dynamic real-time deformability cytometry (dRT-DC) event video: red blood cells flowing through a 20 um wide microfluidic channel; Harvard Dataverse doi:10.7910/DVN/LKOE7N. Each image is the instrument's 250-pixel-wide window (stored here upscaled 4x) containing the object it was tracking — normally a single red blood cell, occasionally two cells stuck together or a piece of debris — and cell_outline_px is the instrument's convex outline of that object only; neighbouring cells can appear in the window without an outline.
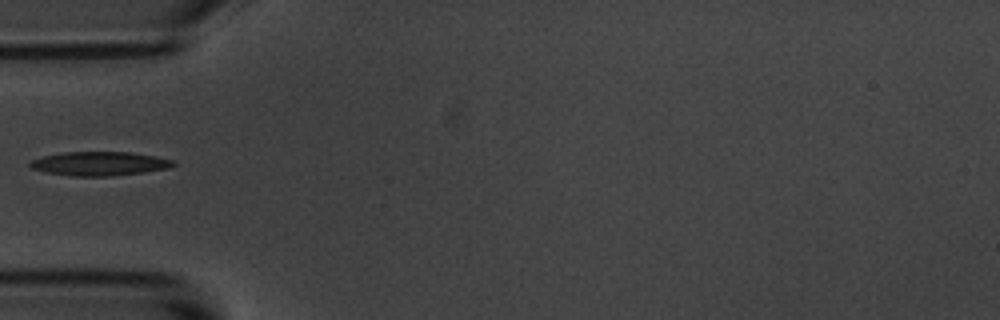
{"species": "common noctule bat (a hibernating species)", "species_latin": "Nyctalus noctula", "temperature_condition": "room temperature", "stored_images_in_passage": 2, "camera_frame_rate_fps": 3000, "um_per_image_px": 0.085, "animal": {"sex": "male", "body_mass_g": 20.1, "forearm_length_mm": 53.5}, "frame": {"image": 1, "passage_image": 2, "time_ms": 0.333, "image_size_px": [1000, 320], "cell_outline_px": [[176, 164], [168, 168], [144, 172], [108, 176], [72, 176], [48, 172], [32, 168], [28, 164], [32, 160], [44, 156], [60, 152], [128, 152], [156, 156], [172, 160]], "centroid_in_image_um": [8.46, 13.9], "position_along_channel_um": 76.5, "area_um2": 19.77}}